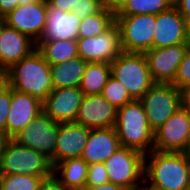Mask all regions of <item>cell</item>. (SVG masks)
I'll use <instances>...</instances> for the list:
<instances>
[{
    "label": "cell",
    "instance_id": "6da1fadb",
    "mask_svg": "<svg viewBox=\"0 0 190 190\" xmlns=\"http://www.w3.org/2000/svg\"><path fill=\"white\" fill-rule=\"evenodd\" d=\"M2 79L12 89L32 95L41 102L53 90L50 64L37 49L13 64L2 74Z\"/></svg>",
    "mask_w": 190,
    "mask_h": 190
},
{
    "label": "cell",
    "instance_id": "7a4b0ae2",
    "mask_svg": "<svg viewBox=\"0 0 190 190\" xmlns=\"http://www.w3.org/2000/svg\"><path fill=\"white\" fill-rule=\"evenodd\" d=\"M144 180L163 190H184L190 185L188 152L152 150L144 158Z\"/></svg>",
    "mask_w": 190,
    "mask_h": 190
},
{
    "label": "cell",
    "instance_id": "3957f363",
    "mask_svg": "<svg viewBox=\"0 0 190 190\" xmlns=\"http://www.w3.org/2000/svg\"><path fill=\"white\" fill-rule=\"evenodd\" d=\"M114 129L120 146L137 150L144 155L153 150L154 132L140 100L134 99L117 109Z\"/></svg>",
    "mask_w": 190,
    "mask_h": 190
},
{
    "label": "cell",
    "instance_id": "277c9868",
    "mask_svg": "<svg viewBox=\"0 0 190 190\" xmlns=\"http://www.w3.org/2000/svg\"><path fill=\"white\" fill-rule=\"evenodd\" d=\"M0 172L1 175L51 176L53 167L49 159L33 148L8 139L0 157Z\"/></svg>",
    "mask_w": 190,
    "mask_h": 190
},
{
    "label": "cell",
    "instance_id": "5b68a950",
    "mask_svg": "<svg viewBox=\"0 0 190 190\" xmlns=\"http://www.w3.org/2000/svg\"><path fill=\"white\" fill-rule=\"evenodd\" d=\"M111 65V75L119 80L133 99L139 100L153 85L144 53L122 52Z\"/></svg>",
    "mask_w": 190,
    "mask_h": 190
},
{
    "label": "cell",
    "instance_id": "8992f818",
    "mask_svg": "<svg viewBox=\"0 0 190 190\" xmlns=\"http://www.w3.org/2000/svg\"><path fill=\"white\" fill-rule=\"evenodd\" d=\"M139 100L153 132L182 106L181 91L172 83H154Z\"/></svg>",
    "mask_w": 190,
    "mask_h": 190
},
{
    "label": "cell",
    "instance_id": "52a82bcc",
    "mask_svg": "<svg viewBox=\"0 0 190 190\" xmlns=\"http://www.w3.org/2000/svg\"><path fill=\"white\" fill-rule=\"evenodd\" d=\"M119 26L121 47L126 53H144L153 48L156 15L115 16Z\"/></svg>",
    "mask_w": 190,
    "mask_h": 190
},
{
    "label": "cell",
    "instance_id": "ba28073f",
    "mask_svg": "<svg viewBox=\"0 0 190 190\" xmlns=\"http://www.w3.org/2000/svg\"><path fill=\"white\" fill-rule=\"evenodd\" d=\"M59 124L42 111L13 140L19 145L33 148L41 153L54 167Z\"/></svg>",
    "mask_w": 190,
    "mask_h": 190
},
{
    "label": "cell",
    "instance_id": "9c48e42d",
    "mask_svg": "<svg viewBox=\"0 0 190 190\" xmlns=\"http://www.w3.org/2000/svg\"><path fill=\"white\" fill-rule=\"evenodd\" d=\"M144 158L145 155L137 150L119 146L103 162L109 182L127 188L141 183L144 180Z\"/></svg>",
    "mask_w": 190,
    "mask_h": 190
},
{
    "label": "cell",
    "instance_id": "30bf717a",
    "mask_svg": "<svg viewBox=\"0 0 190 190\" xmlns=\"http://www.w3.org/2000/svg\"><path fill=\"white\" fill-rule=\"evenodd\" d=\"M153 150L160 152L190 151V112L182 106L156 131Z\"/></svg>",
    "mask_w": 190,
    "mask_h": 190
},
{
    "label": "cell",
    "instance_id": "8fae6325",
    "mask_svg": "<svg viewBox=\"0 0 190 190\" xmlns=\"http://www.w3.org/2000/svg\"><path fill=\"white\" fill-rule=\"evenodd\" d=\"M77 49L87 63H112L123 52L118 24L114 22L98 36L78 38Z\"/></svg>",
    "mask_w": 190,
    "mask_h": 190
},
{
    "label": "cell",
    "instance_id": "7c38bea8",
    "mask_svg": "<svg viewBox=\"0 0 190 190\" xmlns=\"http://www.w3.org/2000/svg\"><path fill=\"white\" fill-rule=\"evenodd\" d=\"M189 47L188 44H177L151 48L144 52L153 81L155 83H173L178 67Z\"/></svg>",
    "mask_w": 190,
    "mask_h": 190
},
{
    "label": "cell",
    "instance_id": "4fadbf2b",
    "mask_svg": "<svg viewBox=\"0 0 190 190\" xmlns=\"http://www.w3.org/2000/svg\"><path fill=\"white\" fill-rule=\"evenodd\" d=\"M46 19L47 0H40L29 5H18L5 16V24L37 43L44 32Z\"/></svg>",
    "mask_w": 190,
    "mask_h": 190
},
{
    "label": "cell",
    "instance_id": "5bb4252c",
    "mask_svg": "<svg viewBox=\"0 0 190 190\" xmlns=\"http://www.w3.org/2000/svg\"><path fill=\"white\" fill-rule=\"evenodd\" d=\"M83 97L79 87L53 89L42 102V109L56 122H75Z\"/></svg>",
    "mask_w": 190,
    "mask_h": 190
},
{
    "label": "cell",
    "instance_id": "9a60e30c",
    "mask_svg": "<svg viewBox=\"0 0 190 190\" xmlns=\"http://www.w3.org/2000/svg\"><path fill=\"white\" fill-rule=\"evenodd\" d=\"M117 109L101 94L84 95L75 122L88 129L111 128L116 122Z\"/></svg>",
    "mask_w": 190,
    "mask_h": 190
},
{
    "label": "cell",
    "instance_id": "2e32d148",
    "mask_svg": "<svg viewBox=\"0 0 190 190\" xmlns=\"http://www.w3.org/2000/svg\"><path fill=\"white\" fill-rule=\"evenodd\" d=\"M42 111L40 100L11 88L10 111L6 121V137L13 139Z\"/></svg>",
    "mask_w": 190,
    "mask_h": 190
},
{
    "label": "cell",
    "instance_id": "e0dca14e",
    "mask_svg": "<svg viewBox=\"0 0 190 190\" xmlns=\"http://www.w3.org/2000/svg\"><path fill=\"white\" fill-rule=\"evenodd\" d=\"M36 48V42L29 36L5 24L0 34V73L3 74Z\"/></svg>",
    "mask_w": 190,
    "mask_h": 190
},
{
    "label": "cell",
    "instance_id": "ac0fdd59",
    "mask_svg": "<svg viewBox=\"0 0 190 190\" xmlns=\"http://www.w3.org/2000/svg\"><path fill=\"white\" fill-rule=\"evenodd\" d=\"M177 44H188L185 34V20L179 11L172 6L156 15L153 48Z\"/></svg>",
    "mask_w": 190,
    "mask_h": 190
},
{
    "label": "cell",
    "instance_id": "d6986e66",
    "mask_svg": "<svg viewBox=\"0 0 190 190\" xmlns=\"http://www.w3.org/2000/svg\"><path fill=\"white\" fill-rule=\"evenodd\" d=\"M90 129L76 123H60L55 148V165L68 158L81 157Z\"/></svg>",
    "mask_w": 190,
    "mask_h": 190
},
{
    "label": "cell",
    "instance_id": "ffe728a7",
    "mask_svg": "<svg viewBox=\"0 0 190 190\" xmlns=\"http://www.w3.org/2000/svg\"><path fill=\"white\" fill-rule=\"evenodd\" d=\"M81 19L73 12H65L47 2V19L39 41L77 40Z\"/></svg>",
    "mask_w": 190,
    "mask_h": 190
},
{
    "label": "cell",
    "instance_id": "44dd1931",
    "mask_svg": "<svg viewBox=\"0 0 190 190\" xmlns=\"http://www.w3.org/2000/svg\"><path fill=\"white\" fill-rule=\"evenodd\" d=\"M120 146L114 127L90 129L81 158L88 164L103 163Z\"/></svg>",
    "mask_w": 190,
    "mask_h": 190
},
{
    "label": "cell",
    "instance_id": "7402d4cb",
    "mask_svg": "<svg viewBox=\"0 0 190 190\" xmlns=\"http://www.w3.org/2000/svg\"><path fill=\"white\" fill-rule=\"evenodd\" d=\"M88 166L81 157L68 158L53 167V174L67 190H83L86 186Z\"/></svg>",
    "mask_w": 190,
    "mask_h": 190
},
{
    "label": "cell",
    "instance_id": "603a6c76",
    "mask_svg": "<svg viewBox=\"0 0 190 190\" xmlns=\"http://www.w3.org/2000/svg\"><path fill=\"white\" fill-rule=\"evenodd\" d=\"M87 62L80 56L60 64L50 65L53 89L79 87Z\"/></svg>",
    "mask_w": 190,
    "mask_h": 190
},
{
    "label": "cell",
    "instance_id": "cb8c5ba5",
    "mask_svg": "<svg viewBox=\"0 0 190 190\" xmlns=\"http://www.w3.org/2000/svg\"><path fill=\"white\" fill-rule=\"evenodd\" d=\"M37 50L50 65H56L78 56L77 40L38 41Z\"/></svg>",
    "mask_w": 190,
    "mask_h": 190
},
{
    "label": "cell",
    "instance_id": "d4e9b609",
    "mask_svg": "<svg viewBox=\"0 0 190 190\" xmlns=\"http://www.w3.org/2000/svg\"><path fill=\"white\" fill-rule=\"evenodd\" d=\"M110 76V63H87L79 88L84 93V95L101 94Z\"/></svg>",
    "mask_w": 190,
    "mask_h": 190
},
{
    "label": "cell",
    "instance_id": "484cf974",
    "mask_svg": "<svg viewBox=\"0 0 190 190\" xmlns=\"http://www.w3.org/2000/svg\"><path fill=\"white\" fill-rule=\"evenodd\" d=\"M115 22V14L104 6L98 13L80 21L78 38L98 36Z\"/></svg>",
    "mask_w": 190,
    "mask_h": 190
},
{
    "label": "cell",
    "instance_id": "4316f807",
    "mask_svg": "<svg viewBox=\"0 0 190 190\" xmlns=\"http://www.w3.org/2000/svg\"><path fill=\"white\" fill-rule=\"evenodd\" d=\"M174 0H129L115 16L157 15L170 9Z\"/></svg>",
    "mask_w": 190,
    "mask_h": 190
},
{
    "label": "cell",
    "instance_id": "83f0119b",
    "mask_svg": "<svg viewBox=\"0 0 190 190\" xmlns=\"http://www.w3.org/2000/svg\"><path fill=\"white\" fill-rule=\"evenodd\" d=\"M47 177L49 176L1 175L0 190H39L42 180Z\"/></svg>",
    "mask_w": 190,
    "mask_h": 190
},
{
    "label": "cell",
    "instance_id": "f1b7e54d",
    "mask_svg": "<svg viewBox=\"0 0 190 190\" xmlns=\"http://www.w3.org/2000/svg\"><path fill=\"white\" fill-rule=\"evenodd\" d=\"M101 95L116 108L122 107L134 100L124 85L112 75L104 86Z\"/></svg>",
    "mask_w": 190,
    "mask_h": 190
},
{
    "label": "cell",
    "instance_id": "f546056e",
    "mask_svg": "<svg viewBox=\"0 0 190 190\" xmlns=\"http://www.w3.org/2000/svg\"><path fill=\"white\" fill-rule=\"evenodd\" d=\"M11 87L0 80V133L6 136V121L10 111Z\"/></svg>",
    "mask_w": 190,
    "mask_h": 190
},
{
    "label": "cell",
    "instance_id": "4dcf8cb0",
    "mask_svg": "<svg viewBox=\"0 0 190 190\" xmlns=\"http://www.w3.org/2000/svg\"><path fill=\"white\" fill-rule=\"evenodd\" d=\"M180 91L190 85V47L187 49L176 73L174 82Z\"/></svg>",
    "mask_w": 190,
    "mask_h": 190
},
{
    "label": "cell",
    "instance_id": "1f68e13d",
    "mask_svg": "<svg viewBox=\"0 0 190 190\" xmlns=\"http://www.w3.org/2000/svg\"><path fill=\"white\" fill-rule=\"evenodd\" d=\"M109 182L104 163H92L88 166L86 186H97Z\"/></svg>",
    "mask_w": 190,
    "mask_h": 190
},
{
    "label": "cell",
    "instance_id": "d6a6232c",
    "mask_svg": "<svg viewBox=\"0 0 190 190\" xmlns=\"http://www.w3.org/2000/svg\"><path fill=\"white\" fill-rule=\"evenodd\" d=\"M104 6V0H80L77 7H74L71 12L82 20L98 13Z\"/></svg>",
    "mask_w": 190,
    "mask_h": 190
},
{
    "label": "cell",
    "instance_id": "836d02e7",
    "mask_svg": "<svg viewBox=\"0 0 190 190\" xmlns=\"http://www.w3.org/2000/svg\"><path fill=\"white\" fill-rule=\"evenodd\" d=\"M39 190H67L66 187L55 177L54 174L44 178L39 186Z\"/></svg>",
    "mask_w": 190,
    "mask_h": 190
},
{
    "label": "cell",
    "instance_id": "e575fe53",
    "mask_svg": "<svg viewBox=\"0 0 190 190\" xmlns=\"http://www.w3.org/2000/svg\"><path fill=\"white\" fill-rule=\"evenodd\" d=\"M79 1L80 0H47L51 6L65 12H71L74 7H77Z\"/></svg>",
    "mask_w": 190,
    "mask_h": 190
},
{
    "label": "cell",
    "instance_id": "d590c367",
    "mask_svg": "<svg viewBox=\"0 0 190 190\" xmlns=\"http://www.w3.org/2000/svg\"><path fill=\"white\" fill-rule=\"evenodd\" d=\"M173 6L184 17H190V0H174Z\"/></svg>",
    "mask_w": 190,
    "mask_h": 190
},
{
    "label": "cell",
    "instance_id": "8d00e7d4",
    "mask_svg": "<svg viewBox=\"0 0 190 190\" xmlns=\"http://www.w3.org/2000/svg\"><path fill=\"white\" fill-rule=\"evenodd\" d=\"M18 6V0H0V15L5 17Z\"/></svg>",
    "mask_w": 190,
    "mask_h": 190
},
{
    "label": "cell",
    "instance_id": "74e56055",
    "mask_svg": "<svg viewBox=\"0 0 190 190\" xmlns=\"http://www.w3.org/2000/svg\"><path fill=\"white\" fill-rule=\"evenodd\" d=\"M128 1L129 0H104V5L116 15Z\"/></svg>",
    "mask_w": 190,
    "mask_h": 190
},
{
    "label": "cell",
    "instance_id": "f35d334b",
    "mask_svg": "<svg viewBox=\"0 0 190 190\" xmlns=\"http://www.w3.org/2000/svg\"><path fill=\"white\" fill-rule=\"evenodd\" d=\"M83 190H128V188L108 182L97 186H85Z\"/></svg>",
    "mask_w": 190,
    "mask_h": 190
},
{
    "label": "cell",
    "instance_id": "ab89813d",
    "mask_svg": "<svg viewBox=\"0 0 190 190\" xmlns=\"http://www.w3.org/2000/svg\"><path fill=\"white\" fill-rule=\"evenodd\" d=\"M182 107L190 112V85L181 90Z\"/></svg>",
    "mask_w": 190,
    "mask_h": 190
},
{
    "label": "cell",
    "instance_id": "60d3db41",
    "mask_svg": "<svg viewBox=\"0 0 190 190\" xmlns=\"http://www.w3.org/2000/svg\"><path fill=\"white\" fill-rule=\"evenodd\" d=\"M185 20V34L187 43L190 46V17L184 18Z\"/></svg>",
    "mask_w": 190,
    "mask_h": 190
},
{
    "label": "cell",
    "instance_id": "b9f144b4",
    "mask_svg": "<svg viewBox=\"0 0 190 190\" xmlns=\"http://www.w3.org/2000/svg\"><path fill=\"white\" fill-rule=\"evenodd\" d=\"M145 182V180L141 181L140 183L133 185L132 187L128 188V190H151V184L146 185L145 187L142 186V183ZM142 186V187H141Z\"/></svg>",
    "mask_w": 190,
    "mask_h": 190
},
{
    "label": "cell",
    "instance_id": "7bdbcfd3",
    "mask_svg": "<svg viewBox=\"0 0 190 190\" xmlns=\"http://www.w3.org/2000/svg\"><path fill=\"white\" fill-rule=\"evenodd\" d=\"M7 140H8V138L4 134L0 133V157H1V154L4 149V145Z\"/></svg>",
    "mask_w": 190,
    "mask_h": 190
},
{
    "label": "cell",
    "instance_id": "ee69618b",
    "mask_svg": "<svg viewBox=\"0 0 190 190\" xmlns=\"http://www.w3.org/2000/svg\"><path fill=\"white\" fill-rule=\"evenodd\" d=\"M40 0H18V5H29Z\"/></svg>",
    "mask_w": 190,
    "mask_h": 190
},
{
    "label": "cell",
    "instance_id": "f6af8a7d",
    "mask_svg": "<svg viewBox=\"0 0 190 190\" xmlns=\"http://www.w3.org/2000/svg\"><path fill=\"white\" fill-rule=\"evenodd\" d=\"M4 25H5V17L0 15V34Z\"/></svg>",
    "mask_w": 190,
    "mask_h": 190
},
{
    "label": "cell",
    "instance_id": "bcb514c9",
    "mask_svg": "<svg viewBox=\"0 0 190 190\" xmlns=\"http://www.w3.org/2000/svg\"><path fill=\"white\" fill-rule=\"evenodd\" d=\"M188 163H189V179H190V151L188 152Z\"/></svg>",
    "mask_w": 190,
    "mask_h": 190
},
{
    "label": "cell",
    "instance_id": "7dc6e473",
    "mask_svg": "<svg viewBox=\"0 0 190 190\" xmlns=\"http://www.w3.org/2000/svg\"><path fill=\"white\" fill-rule=\"evenodd\" d=\"M151 190H163V189H160L151 185Z\"/></svg>",
    "mask_w": 190,
    "mask_h": 190
},
{
    "label": "cell",
    "instance_id": "c3c4849f",
    "mask_svg": "<svg viewBox=\"0 0 190 190\" xmlns=\"http://www.w3.org/2000/svg\"><path fill=\"white\" fill-rule=\"evenodd\" d=\"M184 190H190V185H188Z\"/></svg>",
    "mask_w": 190,
    "mask_h": 190
}]
</instances>
